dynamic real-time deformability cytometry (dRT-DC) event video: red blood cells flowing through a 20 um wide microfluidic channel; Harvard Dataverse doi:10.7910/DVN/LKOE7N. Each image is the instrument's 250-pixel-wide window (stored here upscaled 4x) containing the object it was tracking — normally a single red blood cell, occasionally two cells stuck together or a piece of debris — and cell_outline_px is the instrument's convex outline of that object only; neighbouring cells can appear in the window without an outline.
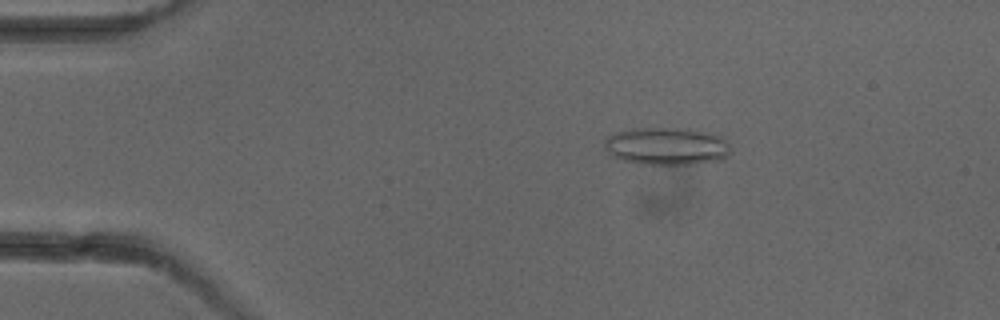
{"species": "common noctule bat (a hibernating species)", "species_latin": "Nyctalus noctula", "temperature_condition": "cold", "stored_images_in_passage": 5, "camera_frame_rate_fps": 3000, "um_per_image_px": 0.085, "animal": {"sex": "female"}, "frame": {"image": 1, "passage_image": 3, "time_ms": 2.333, "image_size_px": [1000, 320], "cell_outline_px": [[728, 156], [724, 160], [696, 164], [640, 164], [624, 160], [612, 156], [604, 148], [604, 140], [608, 136], [616, 132], [628, 128], [688, 128], [720, 136], [728, 144]], "centroid_in_image_um": [56.63, 12.43], "position_along_channel_um": 28.4, "area_um2": 27.8}}